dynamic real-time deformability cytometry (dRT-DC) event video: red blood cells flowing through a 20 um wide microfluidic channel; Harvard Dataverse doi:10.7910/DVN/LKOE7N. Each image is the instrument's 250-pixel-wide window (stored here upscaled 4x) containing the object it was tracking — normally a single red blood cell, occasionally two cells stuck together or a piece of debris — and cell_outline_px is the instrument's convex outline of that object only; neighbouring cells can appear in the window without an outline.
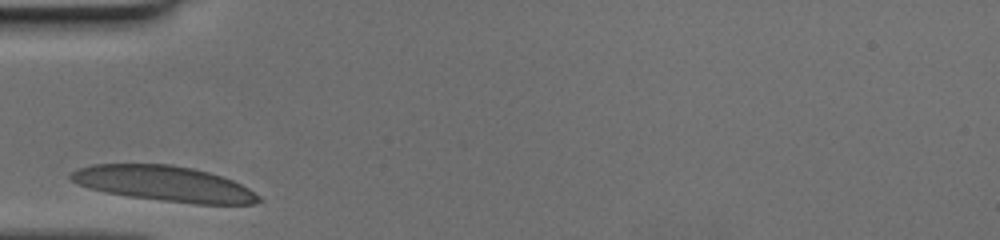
{"species": "human", "species_latin": "Homo sapiens", "temperature_condition": "cold", "stored_images_in_passage": 25, "camera_frame_rate_fps": 3000, "um_per_image_px": 0.085, "donor": {"sex": "female"}, "frame": {"image": 1, "passage_image": 1, "time_ms": 0.0, "image_size_px": [1000, 240], "cell_outline_px": [[260, 200], [256, 204], [196, 204], [128, 196], [88, 188], [76, 184], [68, 176], [76, 168], [92, 164], [172, 164], [192, 168], [208, 172], [232, 180], [248, 188], [260, 196]], "centroid_in_image_um": [13.93, 15.6], "position_along_channel_um": 71.1, "area_um2": 38.55}}
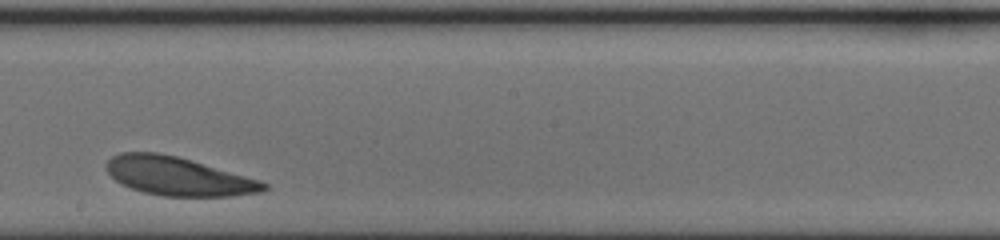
{"frame": {"image": 2, "passage_image": 14, "time_ms": 4.333, "image_size_px": [1000, 240], "cell_outline_px": [[268, 188], [260, 192], [232, 196], [160, 196], [144, 192], [120, 184], [108, 172], [108, 160], [112, 156], [120, 152], [156, 152], [176, 156], [260, 180], [268, 184]], "centroid_in_image_um": [15.14, 14.99], "position_along_channel_um": 233.1, "area_um2": 34.91}}
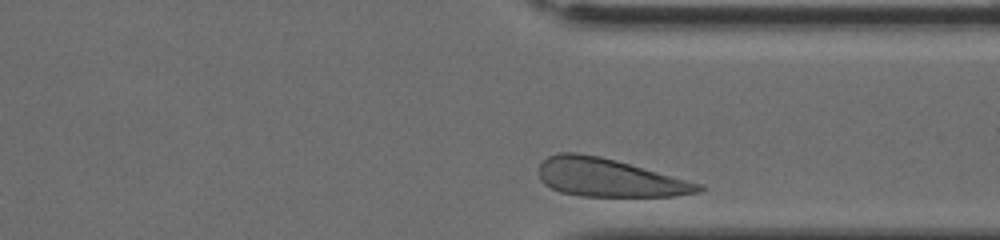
{"frame": {"image": 3, "passage_image": 24, "time_ms": 7.667, "image_size_px": [1000, 240], "cell_outline_px": [[704, 188], [700, 192], [672, 196], [580, 196], [560, 192], [544, 184], [540, 180], [540, 164], [548, 156], [560, 152], [576, 152], [600, 156], [616, 160], [704, 184]], "centroid_in_image_um": [51.78, 15.1], "position_along_channel_um": 359.6, "area_um2": 35.55}}